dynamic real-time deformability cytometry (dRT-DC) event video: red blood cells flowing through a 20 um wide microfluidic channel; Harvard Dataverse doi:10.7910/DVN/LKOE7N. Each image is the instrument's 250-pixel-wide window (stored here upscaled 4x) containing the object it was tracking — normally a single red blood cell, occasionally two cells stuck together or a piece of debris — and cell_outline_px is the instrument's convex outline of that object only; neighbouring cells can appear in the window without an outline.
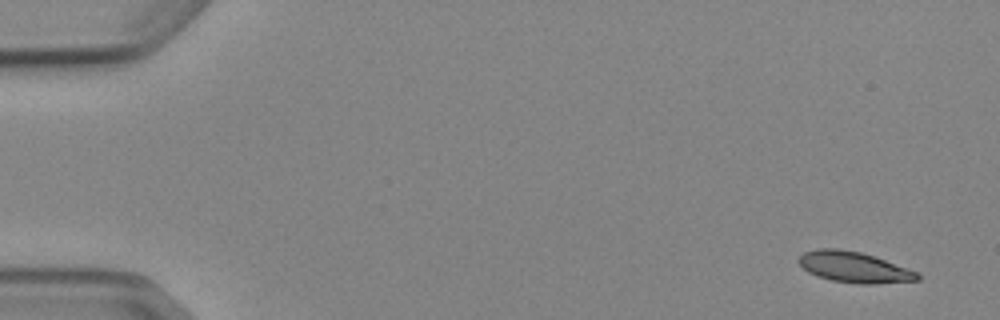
{"species": "Egyptian fruit bat (a non-hibernating species)", "species_latin": "Rousettus aegyptiacus", "temperature_condition": "cold", "stored_images_in_passage": 9, "camera_frame_rate_fps": 3000, "um_per_image_px": 0.085, "animal": {"sex": "female"}, "frame": {"image": 1, "passage_image": 1, "time_ms": 0.0, "image_size_px": [1000, 320], "cell_outline_px": [[920, 280], [872, 284], [860, 284], [832, 280], [816, 276], [808, 272], [796, 260], [804, 252], [816, 248], [840, 248], [860, 252], [884, 260], [916, 272], [920, 276]], "centroid_in_image_um": [72.53, 22.7], "position_along_channel_um": 12.5, "area_um2": 21.1}}
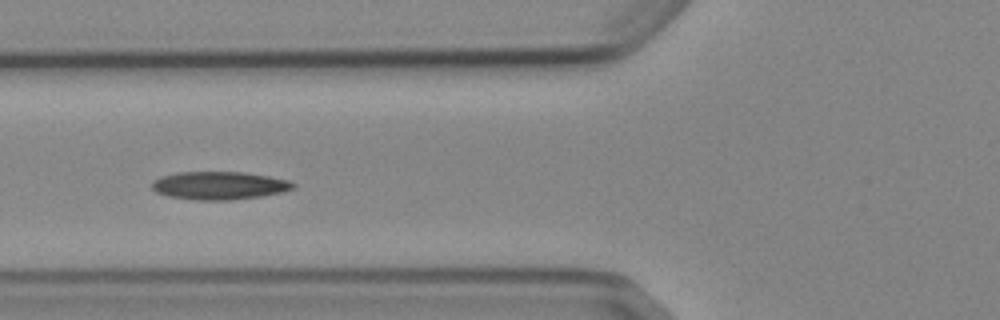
{"frame": {"image": 2, "passage_image": 6, "time_ms": 6.0, "image_size_px": [1000, 320], "cell_outline_px": [[296, 188], [280, 192], [260, 196], [232, 200], [196, 200], [168, 196], [156, 192], [152, 188], [152, 180], [160, 176], [180, 172], [244, 172], [268, 176], [288, 180], [296, 184]], "centroid_in_image_um": [18.62, 15.77], "position_along_channel_um": 107.2, "area_um2": 23.06}}